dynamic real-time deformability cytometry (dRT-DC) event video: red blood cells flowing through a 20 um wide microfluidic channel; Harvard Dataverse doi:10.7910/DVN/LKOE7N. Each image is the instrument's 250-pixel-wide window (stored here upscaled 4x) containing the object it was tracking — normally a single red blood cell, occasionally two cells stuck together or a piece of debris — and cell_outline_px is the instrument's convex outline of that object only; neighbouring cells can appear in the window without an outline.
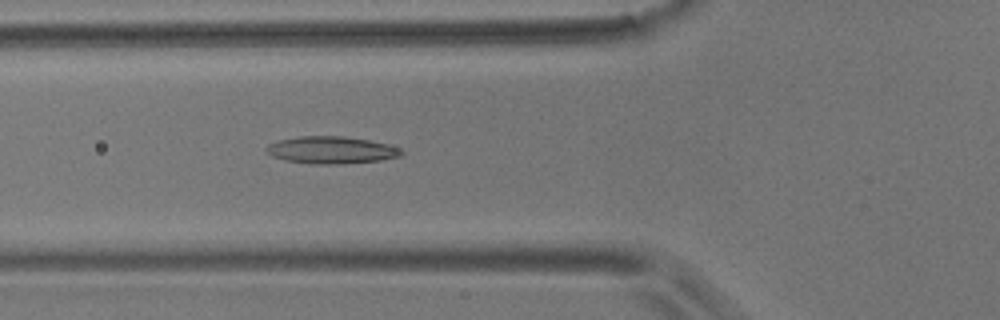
{"species": "common noctule bat (a hibernating species)", "species_latin": "Nyctalus noctula", "temperature_condition": "room temperature", "stored_images_in_passage": 54, "camera_frame_rate_fps": 3000, "um_per_image_px": 0.085, "animal": {"sex": "male", "body_mass_g": 17.9}, "frame": {"image": 1, "passage_image": 18, "time_ms": 5.667, "image_size_px": [1000, 320], "cell_outline_px": [[404, 152], [400, 156], [380, 160], [340, 164], [312, 164], [284, 160], [272, 156], [264, 148], [268, 144], [280, 140], [300, 136], [344, 136], [368, 140], [388, 144]], "centroid_in_image_um": [28.12, 12.75], "position_along_channel_um": 97.7, "area_um2": 21.27}}
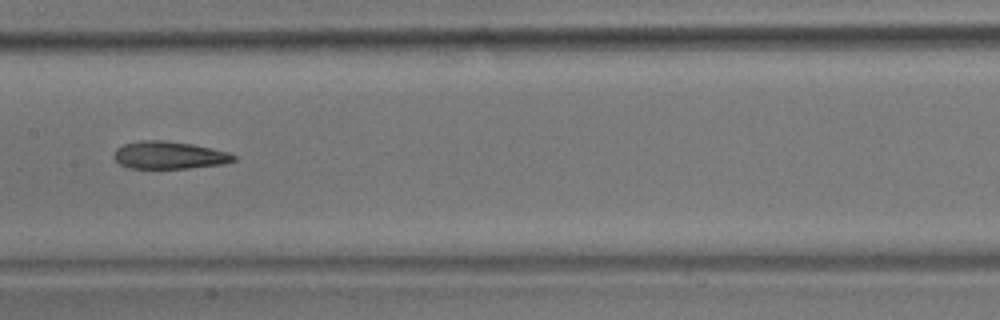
{"frame": {"image": 2, "passage_image": 26, "time_ms": 8.333, "image_size_px": [1000, 320], "cell_outline_px": [[236, 160], [224, 164], [188, 168], [128, 168], [120, 164], [112, 156], [116, 148], [124, 144], [140, 140], [168, 140], [192, 144], [212, 148], [228, 152], [236, 156]], "centroid_in_image_um": [14.37, 13.18], "position_along_channel_um": 193.0, "area_um2": 19.36}}
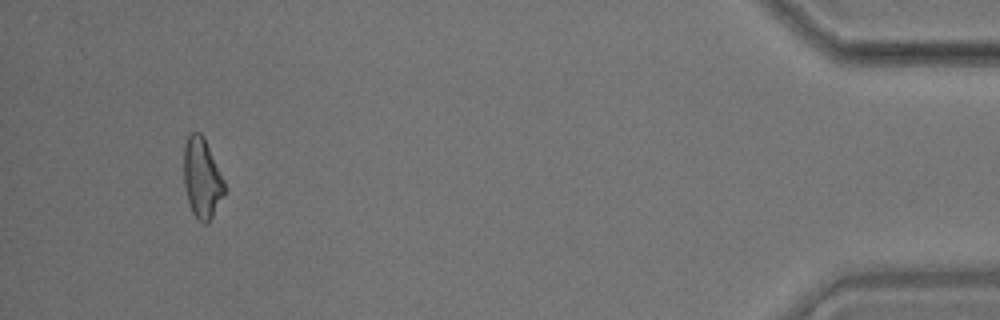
{"frame": {"image": 3, "passage_image": 51, "time_ms": 16.667, "image_size_px": [1000, 320], "cell_outline_px": [[224, 196], [208, 224], [204, 224], [196, 220], [188, 204], [184, 184], [184, 144], [188, 136], [192, 132], [200, 132], [204, 136], [224, 180]], "centroid_in_image_um": [17.16, 15.17], "position_along_channel_um": 418.0, "area_um2": 19.19}, "authors_computed_cell_mechanics": {"area_um2": 19.6809, "velocity_mm_per_s": 3.5523, "shape_relaxation_time_tau1_ms": 7.1914, "shape_relaxation_time_tau2_ms": null, "deformation_change_tau1": 0.1791, "deformation_change_tau2": null}}